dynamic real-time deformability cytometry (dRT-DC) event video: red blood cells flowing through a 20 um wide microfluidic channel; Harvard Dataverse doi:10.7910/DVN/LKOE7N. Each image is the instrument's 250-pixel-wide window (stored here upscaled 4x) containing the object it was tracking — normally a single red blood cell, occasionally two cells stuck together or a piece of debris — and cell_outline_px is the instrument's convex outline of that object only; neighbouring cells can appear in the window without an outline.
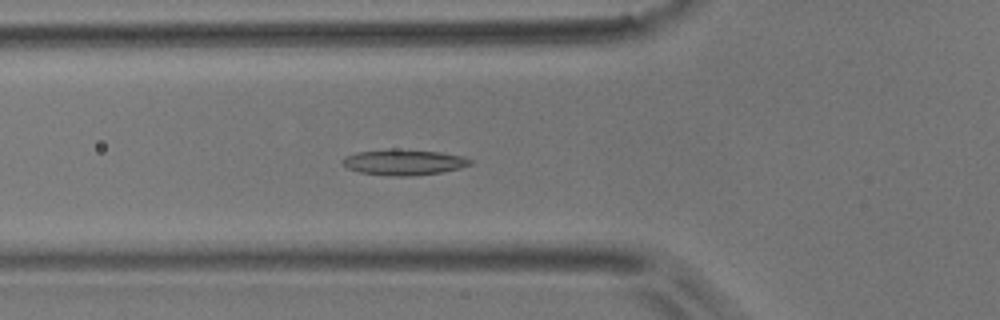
{"species": "common noctule bat (a hibernating species)", "species_latin": "Nyctalus noctula", "temperature_condition": "room temperature", "stored_images_in_passage": 52, "camera_frame_rate_fps": 3000, "um_per_image_px": 0.085, "animal": {"sex": "male", "body_mass_g": 17.9}, "frame": {"image": 1, "passage_image": 18, "time_ms": 5.667, "image_size_px": [1000, 320], "cell_outline_px": [[472, 164], [460, 168], [440, 172], [412, 176], [392, 176], [360, 172], [348, 168], [340, 160], [344, 156], [356, 152], [440, 152], [464, 156], [472, 160]], "centroid_in_image_um": [34.36, 13.84], "position_along_channel_um": 91.4, "area_um2": 18.03}}
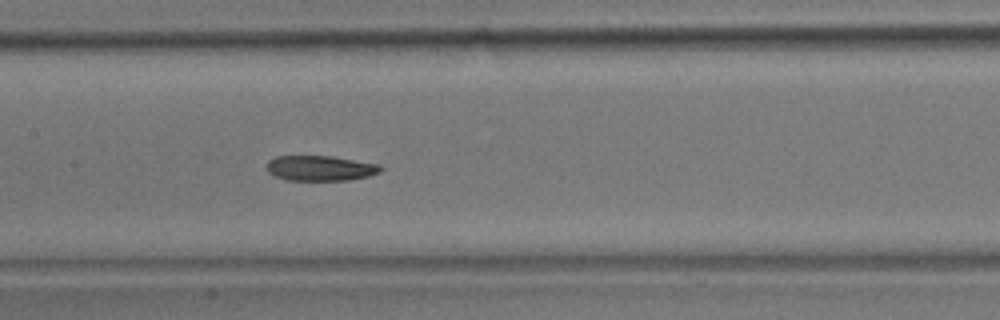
{"frame": {"image": 2, "passage_image": 25, "time_ms": 8.0, "image_size_px": [1000, 320], "cell_outline_px": [[384, 168], [380, 172], [368, 176], [348, 180], [288, 180], [272, 176], [264, 168], [268, 160], [276, 156], [332, 156], [380, 164]], "centroid_in_image_um": [27.19, 14.29], "position_along_channel_um": 180.2, "area_um2": 16.99}}
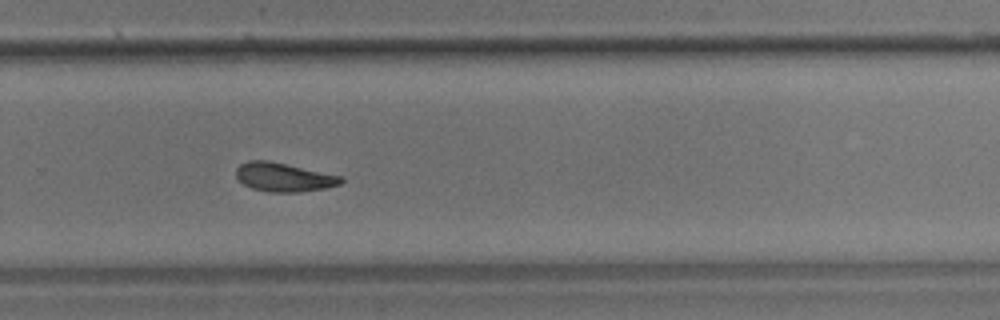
{"frame": {"image": 3, "passage_image": 35, "time_ms": 11.333, "image_size_px": [1000, 320], "cell_outline_px": [[344, 180], [340, 184], [324, 188], [300, 192], [268, 192], [252, 188], [244, 184], [236, 176], [236, 168], [240, 164], [248, 160], [268, 160], [344, 176]], "centroid_in_image_um": [24.13, 15.05], "position_along_channel_um": 305.7, "area_um2": 17.69}, "authors_computed_cell_mechanics": {"area_um2": 18.0336, "velocity_mm_per_s": 3.775, "shape_relaxation_time_tau1_ms": 4.8929, "shape_relaxation_time_tau2_ms": 6.538, "deformation_change_tau1": 0.1293, "deformation_change_tau2": 0.1278}}